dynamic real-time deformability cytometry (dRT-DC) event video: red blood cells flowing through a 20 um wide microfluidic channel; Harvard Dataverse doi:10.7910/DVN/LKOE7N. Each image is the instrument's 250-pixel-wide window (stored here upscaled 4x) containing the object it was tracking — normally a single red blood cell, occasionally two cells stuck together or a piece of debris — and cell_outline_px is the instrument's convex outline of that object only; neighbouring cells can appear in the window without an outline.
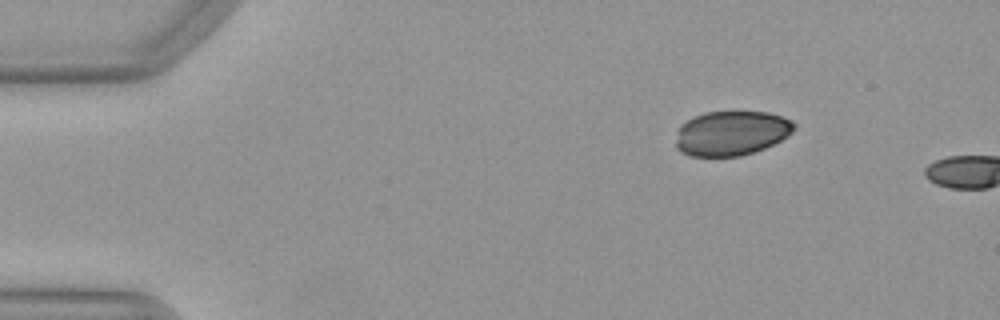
{"species": "Egyptian fruit bat (a non-hibernating species)", "species_latin": "Rousettus aegyptiacus", "temperature_condition": "warm", "stored_images_in_passage": 5, "camera_frame_rate_fps": 3000, "um_per_image_px": 0.085, "animal": {"sex": "female"}, "frame": {"image": 1, "passage_image": 2, "time_ms": 0.333, "image_size_px": [1000, 320], "cell_outline_px": [[796, 128], [788, 136], [764, 148], [740, 156], [688, 156], [680, 152], [676, 148], [676, 140], [680, 124], [692, 116], [704, 112], [768, 112], [792, 120], [796, 124]], "centroid_in_image_um": [62.15, 11.31], "position_along_channel_um": 22.9, "area_um2": 30.92}}